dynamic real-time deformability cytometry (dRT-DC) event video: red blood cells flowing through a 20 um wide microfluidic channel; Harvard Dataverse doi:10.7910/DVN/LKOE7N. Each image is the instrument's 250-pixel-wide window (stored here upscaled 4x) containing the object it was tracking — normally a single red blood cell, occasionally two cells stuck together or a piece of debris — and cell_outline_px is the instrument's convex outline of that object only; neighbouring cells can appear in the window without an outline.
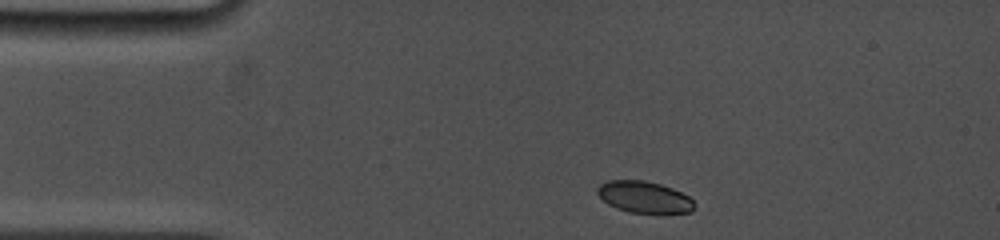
{"species": "common noctule bat (a hibernating species)", "species_latin": "Nyctalus noctula", "temperature_condition": "cold", "stored_images_in_passage": 5, "camera_frame_rate_fps": 5000, "um_per_image_px": 0.085, "animal": {"sex": "female", "body_mass_g": 19.0, "forearm_length_mm": 53.3}, "frame": {"image": 1, "passage_image": 1, "time_ms": 0.0, "image_size_px": [1000, 240], "cell_outline_px": [[696, 204], [692, 212], [628, 212], [616, 208], [608, 204], [596, 192], [596, 188], [600, 184], [608, 180], [644, 180], [660, 184], [672, 188], [688, 196]], "centroid_in_image_um": [54.74, 16.73], "position_along_channel_um": 30.3, "area_um2": 17.69}}
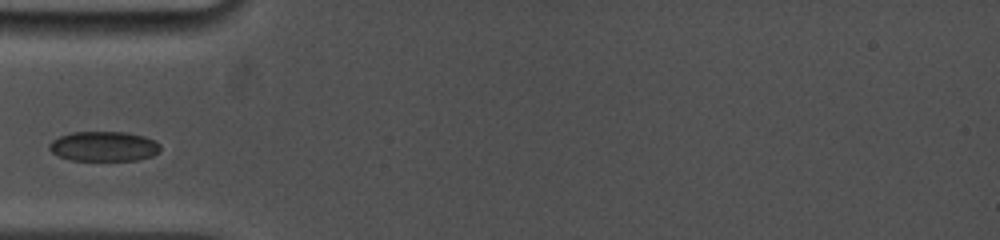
{"frame": {"image": 2, "passage_image": 4, "time_ms": 2.4, "image_size_px": [1000, 240], "cell_outline_px": [[160, 152], [152, 156], [136, 160], [72, 160], [60, 156], [52, 152], [48, 148], [48, 144], [52, 140], [60, 136], [72, 132], [128, 132], [144, 136], [156, 140], [160, 144]], "centroid_in_image_um": [8.85, 12.43], "position_along_channel_um": 76.1, "area_um2": 19.42}}